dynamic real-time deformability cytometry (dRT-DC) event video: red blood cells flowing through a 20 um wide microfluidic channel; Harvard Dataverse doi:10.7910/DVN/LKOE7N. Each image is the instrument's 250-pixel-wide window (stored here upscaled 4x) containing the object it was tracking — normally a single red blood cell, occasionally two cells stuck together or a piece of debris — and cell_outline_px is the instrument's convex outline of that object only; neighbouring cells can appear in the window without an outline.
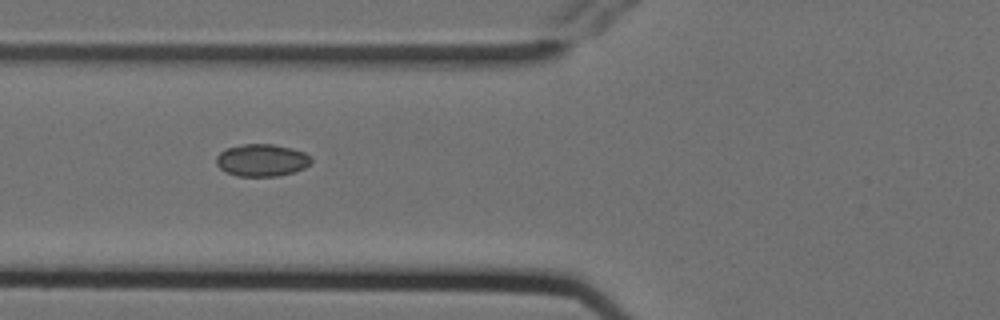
{"species": "Egyptian fruit bat (a non-hibernating species)", "species_latin": "Rousettus aegyptiacus", "temperature_condition": "cold", "stored_images_in_passage": 7, "camera_frame_rate_fps": 3000, "um_per_image_px": 0.085, "animal": {"sex": "female"}, "frame": {"image": 1, "passage_image": 6, "time_ms": 1.667, "image_size_px": [1000, 320], "cell_outline_px": [[312, 160], [304, 168], [292, 172], [276, 176], [236, 176], [224, 172], [216, 164], [216, 156], [220, 152], [228, 148], [240, 144], [272, 144], [292, 148], [304, 152]], "centroid_in_image_um": [22.2, 13.61], "position_along_channel_um": 103.6, "area_um2": 17.8}}
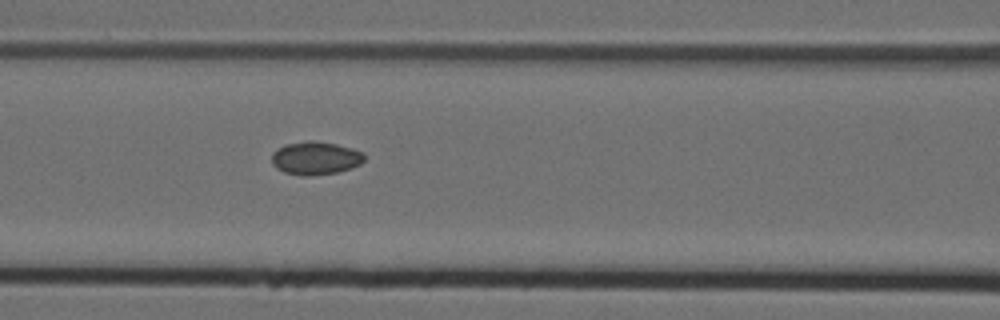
{"frame": {"image": 2, "passage_image": 7, "time_ms": 2.0, "image_size_px": [1000, 320], "cell_outline_px": [[364, 160], [360, 164], [352, 168], [336, 172], [308, 176], [304, 176], [284, 172], [276, 168], [272, 164], [272, 152], [276, 148], [284, 144], [308, 140], [316, 140], [336, 144], [352, 148], [364, 152]], "centroid_in_image_um": [26.8, 13.42], "position_along_channel_um": 139.8, "area_um2": 18.09}}